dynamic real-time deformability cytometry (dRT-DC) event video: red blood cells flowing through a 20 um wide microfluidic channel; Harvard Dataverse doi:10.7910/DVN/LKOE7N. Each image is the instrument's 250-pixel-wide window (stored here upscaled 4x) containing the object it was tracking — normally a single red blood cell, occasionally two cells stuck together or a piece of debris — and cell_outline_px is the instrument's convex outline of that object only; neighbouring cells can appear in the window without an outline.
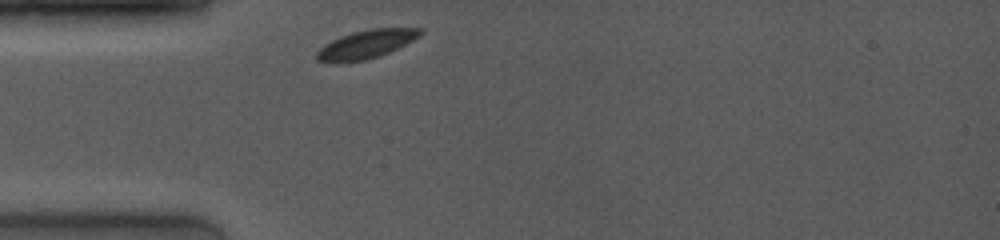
{"species": "common noctule bat (a hibernating species)", "species_latin": "Nyctalus noctula", "temperature_condition": "room temperature", "stored_images_in_passage": 10, "camera_frame_rate_fps": 4000, "um_per_image_px": 0.085, "animal": {"sex": "female", "body_mass_g": 19.0, "forearm_length_mm": 53.3}, "frame": {"image": 1, "passage_image": 1, "time_ms": 0.0, "image_size_px": [1000, 240], "cell_outline_px": [[424, 32], [420, 36], [380, 56], [364, 60], [340, 64], [316, 60], [316, 52], [324, 44], [340, 36], [352, 32], [368, 28], [420, 28]], "centroid_in_image_um": [31.07, 3.77], "position_along_channel_um": 53.9, "area_um2": 17.28}}